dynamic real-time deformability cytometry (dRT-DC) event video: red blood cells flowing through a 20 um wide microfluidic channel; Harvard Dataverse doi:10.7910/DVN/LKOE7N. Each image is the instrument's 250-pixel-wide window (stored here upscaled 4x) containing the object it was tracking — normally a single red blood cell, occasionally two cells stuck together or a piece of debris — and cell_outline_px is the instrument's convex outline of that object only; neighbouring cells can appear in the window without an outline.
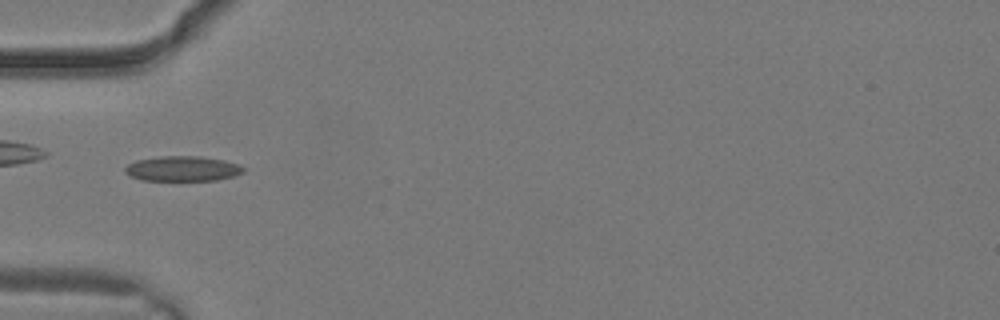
{"species": "common noctule bat (a hibernating species)", "species_latin": "Nyctalus noctula", "temperature_condition": "warm", "stored_images_in_passage": 12, "camera_frame_rate_fps": 3000, "um_per_image_px": 0.085, "animal": {"sex": "male", "body_mass_g": 19.2, "forearm_length_mm": 51.8}, "frame": {"image": 1, "passage_image": 9, "time_ms": 2.667, "image_size_px": [1000, 320], "cell_outline_px": [[244, 172], [236, 176], [216, 180], [140, 180], [128, 176], [124, 172], [124, 168], [128, 164], [136, 160], [160, 156], [200, 156], [224, 160], [240, 164], [244, 168]], "centroid_in_image_um": [15.51, 14.33], "position_along_channel_um": 69.5, "area_um2": 17.51}}